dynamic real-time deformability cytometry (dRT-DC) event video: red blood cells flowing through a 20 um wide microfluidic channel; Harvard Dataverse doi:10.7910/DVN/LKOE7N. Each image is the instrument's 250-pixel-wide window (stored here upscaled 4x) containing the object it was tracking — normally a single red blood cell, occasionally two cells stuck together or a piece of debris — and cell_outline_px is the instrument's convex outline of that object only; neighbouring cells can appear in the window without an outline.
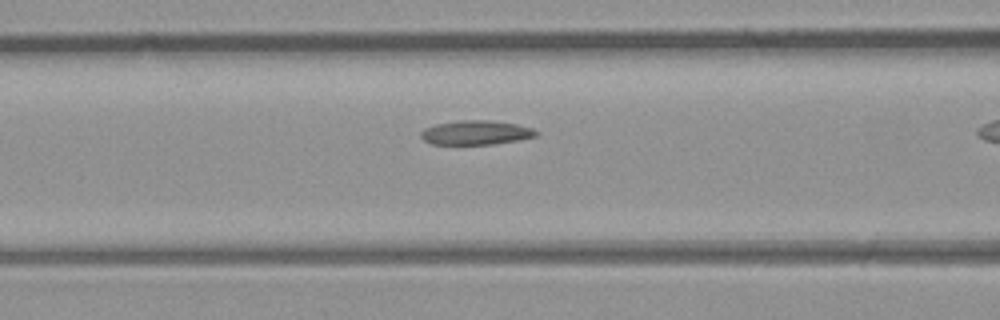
{"species": "common noctule bat (a hibernating species)", "species_latin": "Nyctalus noctula", "temperature_condition": "room temperature", "stored_images_in_passage": 28, "camera_frame_rate_fps": 3000, "um_per_image_px": 0.085, "animal": {"sex": "male", "body_mass_g": 23.1, "forearm_length_mm": 52.7}, "frame": {"image": 1, "passage_image": 10, "time_ms": 3.0, "image_size_px": [1000, 320], "cell_outline_px": [[540, 132], [536, 136], [520, 140], [492, 144], [432, 144], [424, 140], [420, 136], [420, 132], [424, 128], [436, 124], [456, 120], [492, 120], [516, 124], [532, 128]], "centroid_in_image_um": [40.46, 11.26], "position_along_channel_um": 126.1, "area_um2": 16.42}}
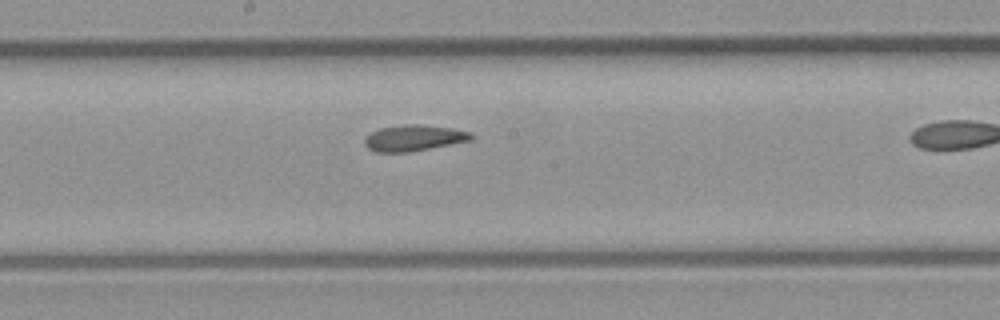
{"frame": {"image": 2, "passage_image": 16, "time_ms": 5.0, "image_size_px": [1000, 320], "cell_outline_px": [[476, 136], [472, 140], [408, 152], [376, 152], [368, 148], [364, 144], [364, 140], [372, 132], [380, 128], [404, 124], [416, 124], [452, 128], [472, 132]], "centroid_in_image_um": [35.21, 11.72], "position_along_channel_um": 213.0, "area_um2": 16.13}}
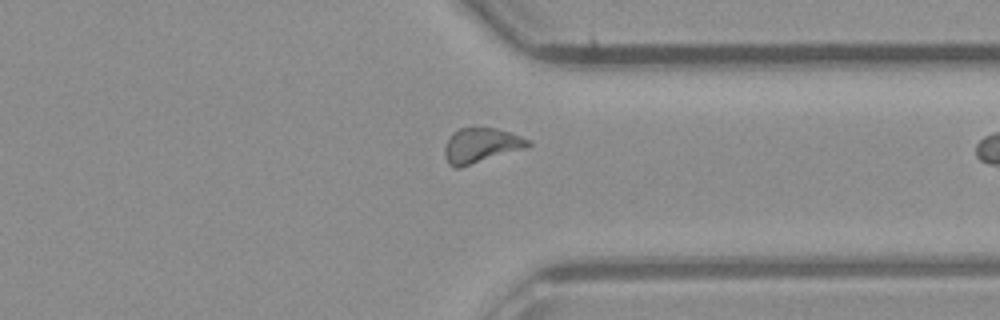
{"frame": {"image": 3, "passage_image": 27, "time_ms": 8.667, "image_size_px": [1000, 320], "cell_outline_px": [[532, 144], [524, 148], [460, 168], [452, 168], [448, 164], [444, 156], [444, 148], [452, 132], [460, 128], [496, 128], [532, 140]], "centroid_in_image_um": [40.85, 12.37], "position_along_channel_um": 370.5, "area_um2": 16.88}}